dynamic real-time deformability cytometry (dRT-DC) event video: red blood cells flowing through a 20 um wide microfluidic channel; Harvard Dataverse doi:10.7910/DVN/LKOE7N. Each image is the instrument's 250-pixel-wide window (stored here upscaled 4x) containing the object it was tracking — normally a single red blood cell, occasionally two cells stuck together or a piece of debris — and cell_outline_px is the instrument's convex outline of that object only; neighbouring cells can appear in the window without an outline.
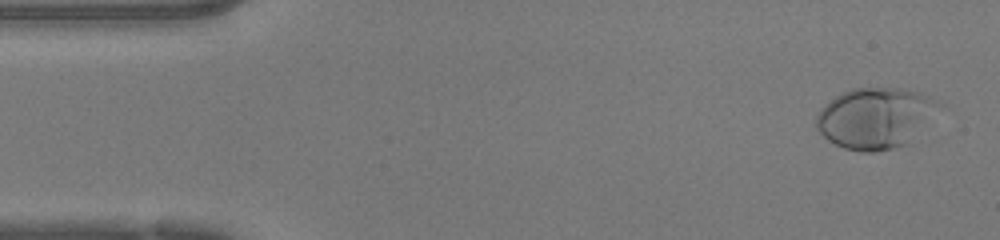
{"species": "human", "species_latin": "Homo sapiens", "temperature_condition": "warm", "stored_images_in_passage": 47, "camera_frame_rate_fps": 3000, "um_per_image_px": 0.085, "donor": {"sex": "female"}, "frame": {"image": 1, "passage_image": 2, "time_ms": 0.333, "image_size_px": [1000, 240], "cell_outline_px": [[944, 104], [908, 144], [892, 148], [872, 152], [860, 152], [844, 148], [828, 140], [816, 128], [816, 116], [836, 96], [852, 88], [900, 88], [920, 92]], "centroid_in_image_um": [74.44, 10.03], "position_along_channel_um": 10.6, "area_um2": 43.12}}
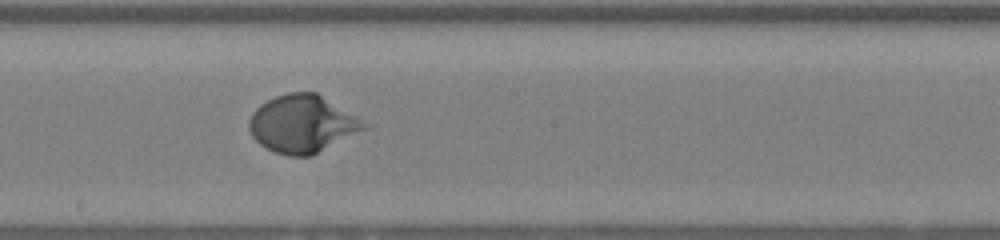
{"frame": {"image": 2, "passage_image": 25, "time_ms": 8.0, "image_size_px": [1000, 240], "cell_outline_px": [[376, 124], [312, 156], [288, 156], [276, 152], [260, 144], [252, 136], [248, 128], [248, 120], [252, 112], [260, 104], [276, 96], [288, 92], [316, 92]], "centroid_in_image_um": [25.8, 10.52], "position_along_channel_um": 222.4, "area_um2": 39.42}}
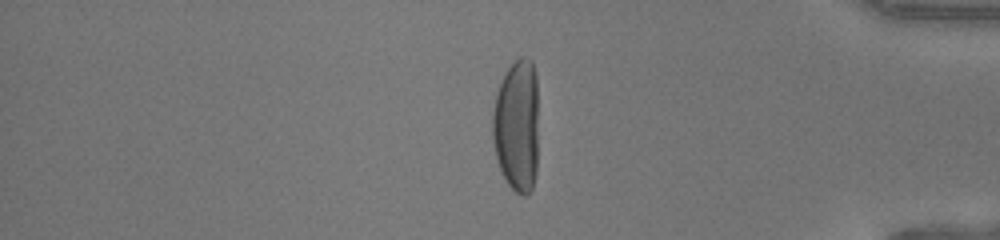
{"frame": {"image": 3, "passage_image": 39, "time_ms": 12.667, "image_size_px": [1000, 240], "cell_outline_px": [[536, 172], [532, 188], [524, 196], [516, 192], [508, 184], [500, 168], [496, 156], [492, 136], [492, 116], [496, 92], [508, 68], [520, 56], [524, 56], [532, 60], [536, 76]], "centroid_in_image_um": [43.91, 10.66], "position_along_channel_um": 391.3, "area_um2": 35.2}, "authors_computed_cell_mechanics": {"area_um2": 37.281, "velocity_mm_per_s": 4.2588, "shape_relaxation_time_tau1_ms": 2.9412, "shape_relaxation_time_tau2_ms": null, "deformation_change_tau1": 0.2383, "deformation_change_tau2": null}}